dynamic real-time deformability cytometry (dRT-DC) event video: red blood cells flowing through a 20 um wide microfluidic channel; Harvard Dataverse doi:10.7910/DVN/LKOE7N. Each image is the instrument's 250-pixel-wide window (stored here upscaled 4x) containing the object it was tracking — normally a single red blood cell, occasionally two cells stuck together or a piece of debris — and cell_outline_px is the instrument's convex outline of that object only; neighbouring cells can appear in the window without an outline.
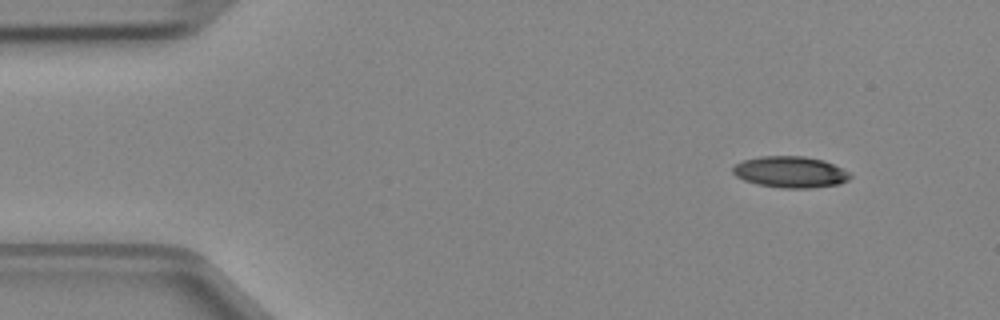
{"species": "Egyptian fruit bat (a non-hibernating species)", "species_latin": "Rousettus aegyptiacus", "temperature_condition": "cold", "stored_images_in_passage": 4, "camera_frame_rate_fps": 3000, "um_per_image_px": 0.085, "animal": {"sex": "female"}, "frame": {"image": 1, "passage_image": 1, "time_ms": 0.0, "image_size_px": [1000, 320], "cell_outline_px": [[852, 176], [848, 180], [840, 184], [812, 188], [784, 188], [756, 184], [744, 180], [736, 176], [732, 172], [732, 168], [736, 164], [744, 160], [760, 156], [804, 156], [824, 160], [848, 172]], "centroid_in_image_um": [67.17, 14.62], "position_along_channel_um": 17.8, "area_um2": 21.39}}
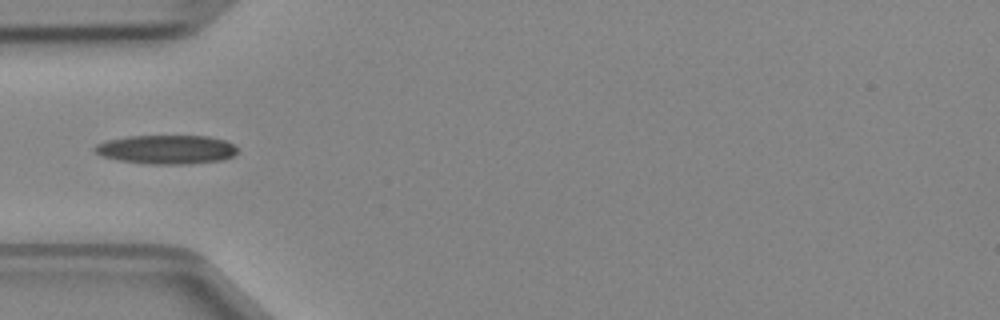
{"frame": {"image": 2, "passage_image": 4, "time_ms": 1.0, "image_size_px": [1000, 320], "cell_outline_px": [[240, 148], [232, 156], [224, 160], [188, 164], [148, 164], [120, 160], [100, 156], [92, 148], [96, 144], [108, 140], [128, 136], [208, 136], [224, 140]], "centroid_in_image_um": [14.16, 12.71], "position_along_channel_um": 70.8, "area_um2": 24.16}}